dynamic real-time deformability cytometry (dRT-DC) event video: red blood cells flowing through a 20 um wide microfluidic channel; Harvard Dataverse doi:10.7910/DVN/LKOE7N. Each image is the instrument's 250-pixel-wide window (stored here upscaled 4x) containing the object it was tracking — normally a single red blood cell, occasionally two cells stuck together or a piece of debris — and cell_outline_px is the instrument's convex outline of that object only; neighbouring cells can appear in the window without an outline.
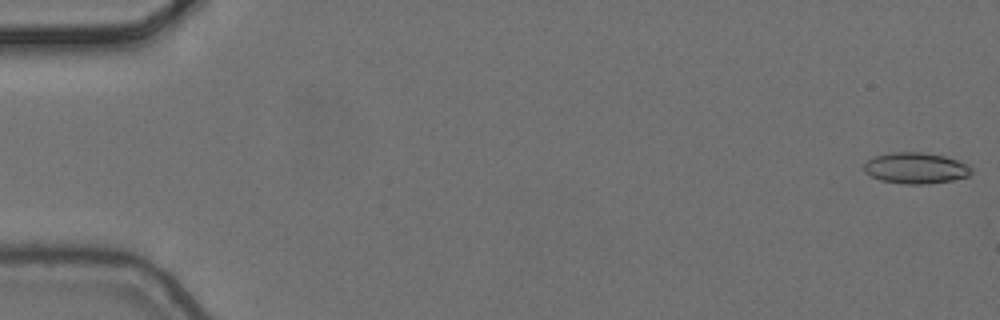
{"species": "common noctule bat (a hibernating species)", "species_latin": "Nyctalus noctula", "temperature_condition": "cold", "stored_images_in_passage": 8, "camera_frame_rate_fps": 3000, "um_per_image_px": 0.085, "animal": {"sex": "female", "body_mass_g": 24.6, "forearm_length_mm": 56.2}, "frame": {"image": 1, "passage_image": 1, "time_ms": 0.0, "image_size_px": [1000, 320], "cell_outline_px": [[972, 172], [968, 176], [952, 180], [928, 184], [904, 184], [880, 180], [864, 172], [864, 164], [872, 156], [888, 152], [924, 152], [944, 156], [956, 160], [972, 168]], "centroid_in_image_um": [77.79, 14.28], "position_along_channel_um": 7.2, "area_um2": 19.48}}
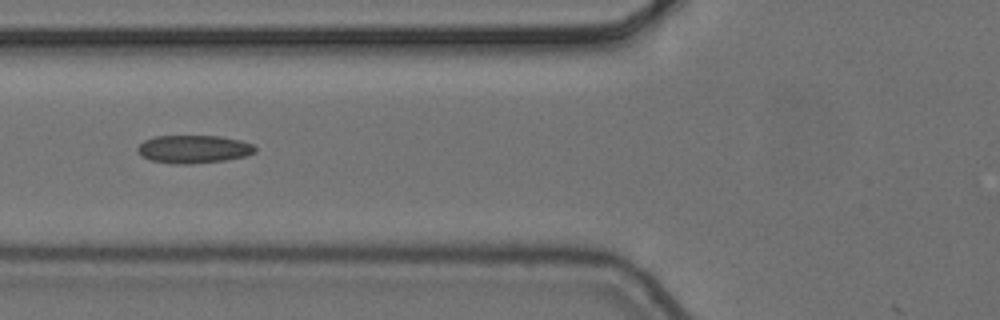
{"frame": {"image": 2, "passage_image": 6, "time_ms": 1.667, "image_size_px": [1000, 320], "cell_outline_px": [[256, 152], [248, 156], [224, 160], [192, 164], [172, 164], [152, 160], [140, 156], [136, 148], [144, 140], [152, 136], [220, 136], [240, 140], [252, 144], [256, 148]], "centroid_in_image_um": [16.45, 12.68], "position_along_channel_um": 109.4, "area_um2": 19.36}}
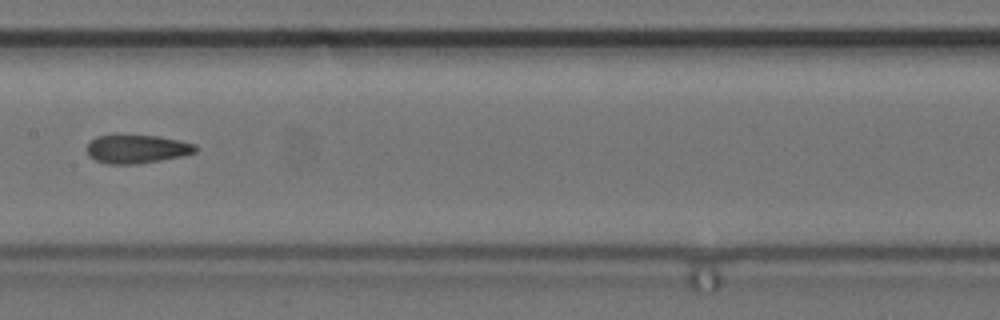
{"frame": {"image": 3, "passage_image": 8, "time_ms": 2.333, "image_size_px": [1000, 320], "cell_outline_px": [[196, 152], [184, 156], [136, 164], [108, 164], [96, 160], [88, 156], [88, 144], [96, 136], [112, 132], [124, 132], [160, 136], [180, 140], [196, 144]], "centroid_in_image_um": [11.61, 12.6], "position_along_channel_um": 195.8, "area_um2": 18.96}}